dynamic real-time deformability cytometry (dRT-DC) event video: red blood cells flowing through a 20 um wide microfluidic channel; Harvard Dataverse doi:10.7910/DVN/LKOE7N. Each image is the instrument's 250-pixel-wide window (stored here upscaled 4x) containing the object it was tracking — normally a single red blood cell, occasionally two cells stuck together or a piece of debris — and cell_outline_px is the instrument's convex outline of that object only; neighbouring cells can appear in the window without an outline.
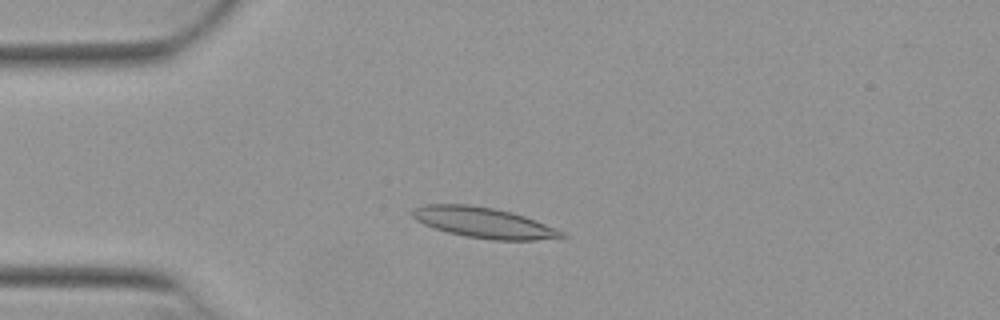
{"species": "Egyptian fruit bat (a non-hibernating species)", "species_latin": "Rousettus aegyptiacus", "temperature_condition": "warm", "stored_images_in_passage": 16, "camera_frame_rate_fps": 3000, "um_per_image_px": 0.085, "animal": {"sex": "female"}, "frame": {"image": 1, "passage_image": 13, "time_ms": 4.0, "image_size_px": [1000, 320], "cell_outline_px": [[568, 236], [532, 240], [492, 240], [464, 236], [448, 232], [424, 224], [416, 220], [412, 216], [412, 208], [424, 204], [468, 204], [496, 208], [512, 212], [524, 216], [556, 228], [564, 232]], "centroid_in_image_um": [41.09, 18.91], "position_along_channel_um": 43.9, "area_um2": 26.53}}